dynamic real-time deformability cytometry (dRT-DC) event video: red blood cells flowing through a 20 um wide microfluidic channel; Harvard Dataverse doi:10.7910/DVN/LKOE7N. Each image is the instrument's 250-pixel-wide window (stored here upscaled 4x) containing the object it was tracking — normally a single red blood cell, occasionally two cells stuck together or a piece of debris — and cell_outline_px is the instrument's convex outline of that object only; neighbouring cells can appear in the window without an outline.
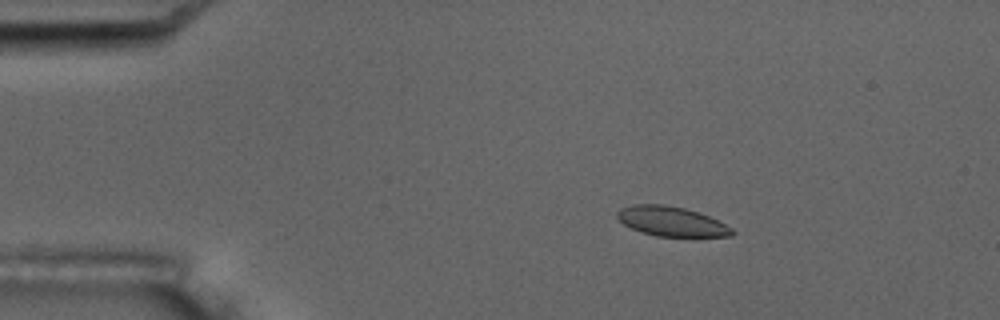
{"species": "common noctule bat (a hibernating species)", "species_latin": "Nyctalus noctula", "temperature_condition": "room temperature", "stored_images_in_passage": 7, "camera_frame_rate_fps": 3000, "um_per_image_px": 0.085, "animal": {"sex": "male", "body_mass_g": 17.5, "forearm_length_mm": 52.3}, "frame": {"image": 1, "passage_image": 4, "time_ms": 3.333, "image_size_px": [1000, 320], "cell_outline_px": [[736, 232], [732, 236], [656, 236], [632, 228], [624, 224], [616, 216], [616, 212], [620, 208], [636, 204], [664, 204], [684, 208], [708, 216], [732, 228]], "centroid_in_image_um": [57.06, 18.81], "position_along_channel_um": 27.9, "area_um2": 19.54}}
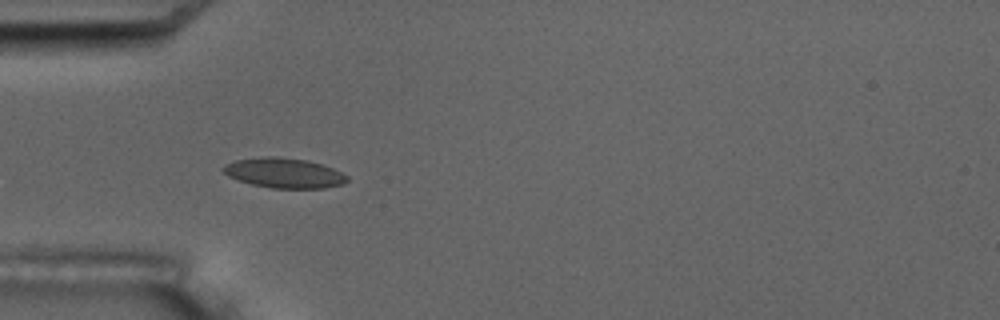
{"frame": {"image": 2, "passage_image": 6, "time_ms": 6.0, "image_size_px": [1000, 320], "cell_outline_px": [[348, 180], [344, 184], [324, 188], [272, 188], [252, 184], [228, 176], [220, 168], [224, 164], [236, 160], [264, 156], [276, 156], [304, 160], [320, 164], [332, 168], [348, 176]], "centroid_in_image_um": [24.13, 14.7], "position_along_channel_um": 60.9, "area_um2": 21.5}}